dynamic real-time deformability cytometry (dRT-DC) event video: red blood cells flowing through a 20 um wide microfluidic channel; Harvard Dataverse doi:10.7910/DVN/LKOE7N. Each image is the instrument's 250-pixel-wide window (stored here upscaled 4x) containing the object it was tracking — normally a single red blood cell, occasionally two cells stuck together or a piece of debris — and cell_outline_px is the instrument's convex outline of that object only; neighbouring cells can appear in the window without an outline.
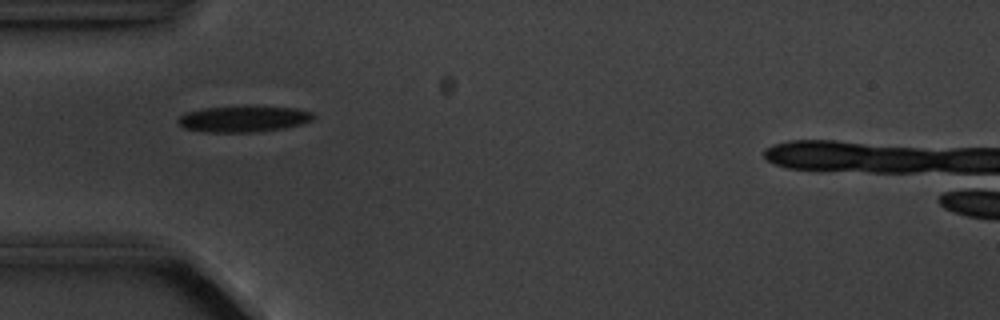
{"species": "common noctule bat (a hibernating species)", "species_latin": "Nyctalus noctula", "temperature_condition": "cold", "stored_images_in_passage": 6, "camera_frame_rate_fps": 3000, "um_per_image_px": 0.085, "animal": {"sex": "male", "body_mass_g": 20.1, "forearm_length_mm": 53.5}, "frame": {"image": 1, "passage_image": 5, "time_ms": 4.667, "image_size_px": [1000, 320], "cell_outline_px": [[316, 116], [312, 120], [300, 124], [284, 128], [252, 132], [208, 132], [184, 128], [176, 120], [180, 116], [188, 112], [204, 108], [296, 108], [312, 112]], "centroid_in_image_um": [20.7, 10.14], "position_along_channel_um": 64.3, "area_um2": 19.77}}